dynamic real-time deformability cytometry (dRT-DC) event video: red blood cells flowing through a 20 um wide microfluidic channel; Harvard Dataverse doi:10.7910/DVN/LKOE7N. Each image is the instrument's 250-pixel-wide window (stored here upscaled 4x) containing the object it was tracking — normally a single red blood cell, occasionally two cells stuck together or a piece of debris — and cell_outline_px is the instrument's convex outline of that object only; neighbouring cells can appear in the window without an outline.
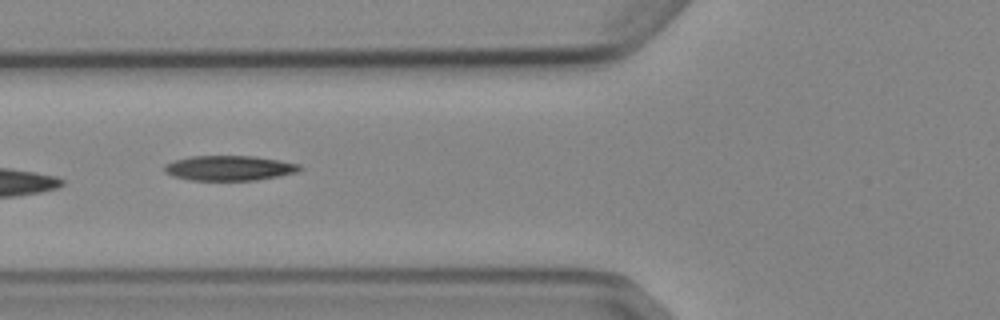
{"species": "Egyptian fruit bat (a non-hibernating species)", "species_latin": "Rousettus aegyptiacus", "temperature_condition": "cold", "stored_images_in_passage": 9, "camera_frame_rate_fps": 3000, "um_per_image_px": 0.085, "animal": {"sex": "female"}, "frame": {"image": 1, "passage_image": 6, "time_ms": 6.0, "image_size_px": [1000, 320], "cell_outline_px": [[304, 168], [296, 172], [256, 180], [192, 180], [172, 176], [164, 172], [164, 164], [188, 156], [256, 156], [280, 160], [300, 164]], "centroid_in_image_um": [19.48, 14.28], "position_along_channel_um": 106.3, "area_um2": 19.71}}